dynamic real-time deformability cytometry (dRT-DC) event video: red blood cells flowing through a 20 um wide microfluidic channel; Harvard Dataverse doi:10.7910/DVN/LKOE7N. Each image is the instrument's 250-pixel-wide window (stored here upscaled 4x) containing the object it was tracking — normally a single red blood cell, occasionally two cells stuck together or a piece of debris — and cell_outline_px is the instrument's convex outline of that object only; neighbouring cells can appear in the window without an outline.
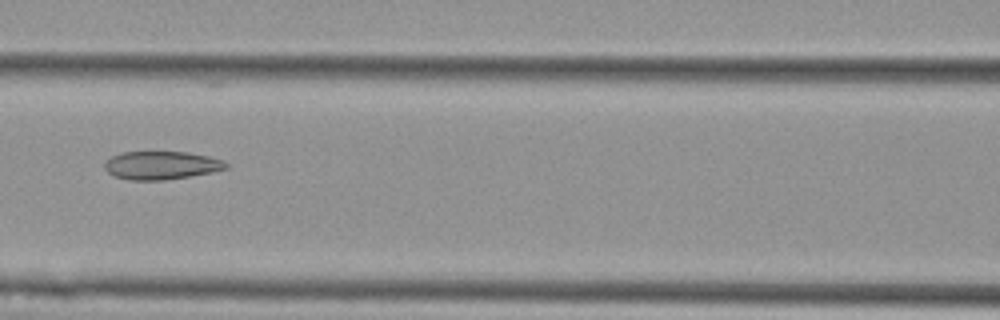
{"species": "Egyptian fruit bat (a non-hibernating species)", "species_latin": "Rousettus aegyptiacus", "temperature_condition": "cold", "stored_images_in_passage": 7, "camera_frame_rate_fps": 3000, "um_per_image_px": 0.085, "animal": {"sex": "female"}, "frame": {"image": 1, "passage_image": 7, "time_ms": 2.0, "image_size_px": [1000, 320], "cell_outline_px": [[228, 168], [212, 172], [164, 180], [128, 180], [116, 176], [108, 172], [104, 168], [104, 160], [112, 156], [124, 152], [188, 152], [208, 156], [224, 160], [228, 164]], "centroid_in_image_um": [13.71, 14.05], "position_along_channel_um": 152.9, "area_um2": 19.94}}